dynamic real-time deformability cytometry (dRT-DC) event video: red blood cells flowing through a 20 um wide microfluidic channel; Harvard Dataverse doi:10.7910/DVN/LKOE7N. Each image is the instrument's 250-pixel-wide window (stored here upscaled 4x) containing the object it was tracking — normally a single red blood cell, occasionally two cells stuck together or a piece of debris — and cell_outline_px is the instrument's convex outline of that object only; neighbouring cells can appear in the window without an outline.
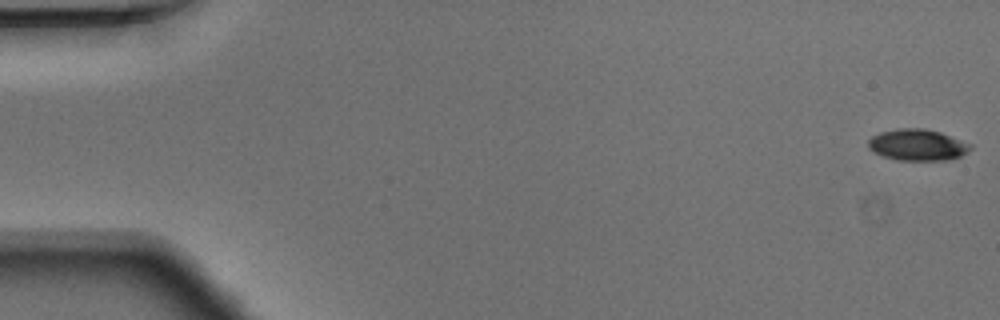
{"species": "Egyptian fruit bat (a non-hibernating species)", "species_latin": "Rousettus aegyptiacus", "temperature_condition": "warm", "stored_images_in_passage": 50, "segment_of_instrument_passage": [1, 2], "camera_frame_rate_fps": 3000, "um_per_image_px": 0.085, "animal": {"sex": "male"}, "frame": {"image": 1, "passage_image": 1, "time_ms": 0.0, "image_size_px": [1000, 320], "cell_outline_px": [[972, 148], [968, 152], [960, 156], [948, 160], [896, 160], [872, 152], [868, 148], [868, 140], [872, 136], [880, 132], [896, 128], [924, 128], [940, 132], [972, 144]], "centroid_in_image_um": [77.97, 12.31], "position_along_channel_um": 7.0, "area_um2": 18.84}}
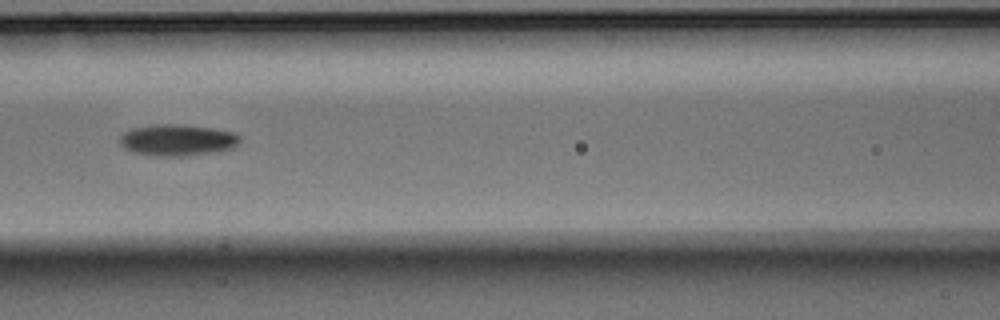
{"frame": {"image": 2, "passage_image": 22, "time_ms": 7.0, "image_size_px": [1000, 320], "cell_outline_px": [[240, 140], [232, 148], [212, 152], [188, 156], [156, 156], [132, 152], [124, 148], [120, 144], [120, 136], [124, 132], [132, 128], [152, 124], [180, 124], [212, 128], [232, 132], [240, 136]], "centroid_in_image_um": [15.03, 11.9], "position_along_channel_um": 151.6, "area_um2": 22.02}}
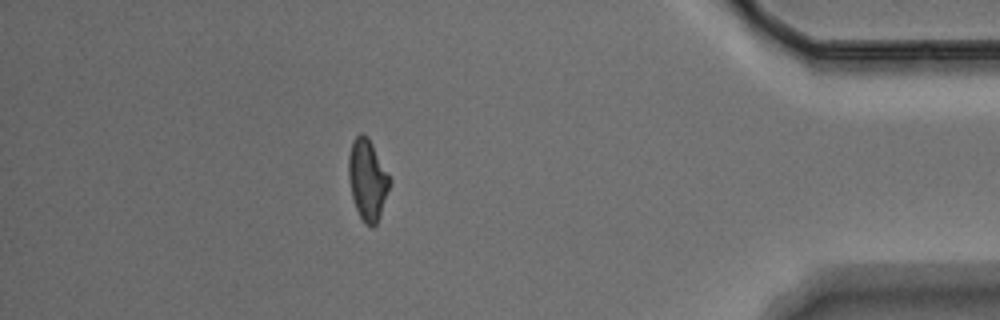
{"frame": {"image": 3, "passage_image": 43, "time_ms": 14.0, "image_size_px": [1000, 320], "cell_outline_px": [[392, 180], [376, 224], [372, 228], [364, 224], [356, 208], [352, 196], [348, 176], [348, 156], [352, 140], [360, 132], [364, 132], [368, 136]], "centroid_in_image_um": [31.22, 15.23], "position_along_channel_um": 404.0, "area_um2": 19.42}}